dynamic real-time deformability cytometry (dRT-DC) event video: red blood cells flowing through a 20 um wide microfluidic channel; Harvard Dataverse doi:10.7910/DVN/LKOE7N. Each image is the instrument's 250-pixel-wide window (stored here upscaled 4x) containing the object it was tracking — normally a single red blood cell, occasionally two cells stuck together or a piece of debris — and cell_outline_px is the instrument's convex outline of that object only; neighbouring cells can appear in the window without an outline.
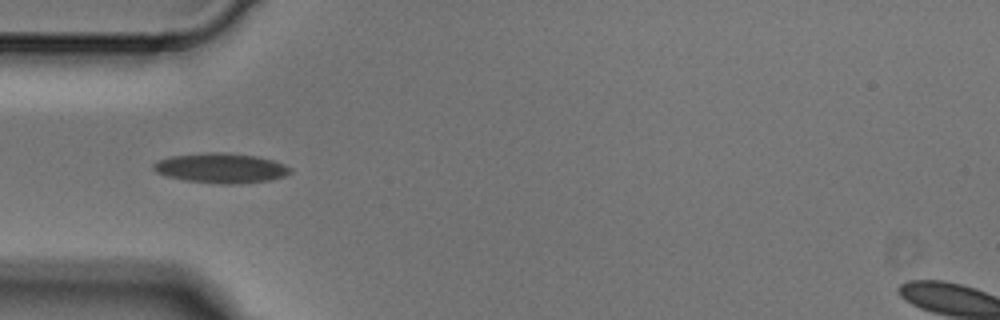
{"species": "Egyptian fruit bat (a non-hibernating species)", "species_latin": "Rousettus aegyptiacus", "temperature_condition": "cold", "stored_images_in_passage": 4, "camera_frame_rate_fps": 3000, "um_per_image_px": 0.085, "animal": {"sex": "male"}, "frame": {"image": 1, "passage_image": 4, "time_ms": 1.0, "image_size_px": [1000, 320], "cell_outline_px": [[292, 172], [284, 176], [268, 180], [236, 184], [220, 184], [184, 180], [168, 176], [156, 172], [152, 168], [152, 164], [156, 160], [168, 156], [204, 152], [228, 152], [256, 156], [272, 160], [284, 164], [292, 168]], "centroid_in_image_um": [18.74, 14.27], "position_along_channel_um": 66.3, "area_um2": 24.04}}